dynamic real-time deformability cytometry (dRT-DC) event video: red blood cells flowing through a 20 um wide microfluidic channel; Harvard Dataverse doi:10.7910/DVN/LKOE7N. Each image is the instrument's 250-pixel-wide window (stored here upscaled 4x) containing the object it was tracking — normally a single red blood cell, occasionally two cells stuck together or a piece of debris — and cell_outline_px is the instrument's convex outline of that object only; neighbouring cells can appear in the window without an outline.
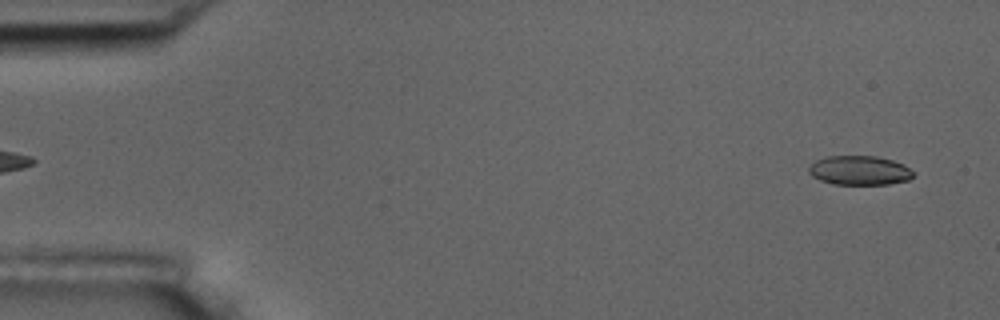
{"species": "common noctule bat (a hibernating species)", "species_latin": "Nyctalus noctula", "temperature_condition": "room temperature", "stored_images_in_passage": 55, "camera_frame_rate_fps": 3000, "um_per_image_px": 0.085, "animal": {"sex": "male", "body_mass_g": 17.5, "forearm_length_mm": 52.3}, "frame": {"image": 1, "passage_image": 3, "time_ms": 0.667, "image_size_px": [1000, 320], "cell_outline_px": [[912, 176], [908, 180], [888, 184], [832, 184], [820, 180], [812, 176], [808, 172], [808, 168], [816, 160], [828, 156], [876, 156], [892, 160], [904, 164], [912, 172]], "centroid_in_image_um": [73.03, 14.48], "position_along_channel_um": 12.0, "area_um2": 17.69}}
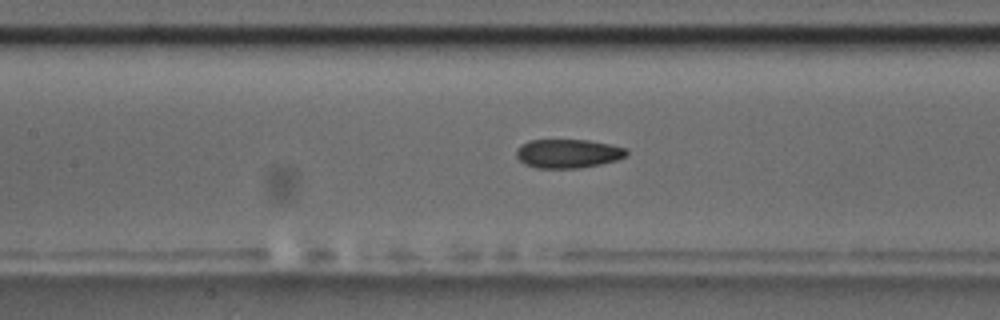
{"frame": {"image": 2, "passage_image": 25, "time_ms": 8.0, "image_size_px": [1000, 320], "cell_outline_px": [[628, 156], [616, 160], [600, 164], [576, 168], [536, 168], [524, 164], [516, 156], [516, 148], [520, 144], [528, 140], [588, 140], [628, 148]], "centroid_in_image_um": [48.26, 13.04], "position_along_channel_um": 159.1, "area_um2": 18.67}}
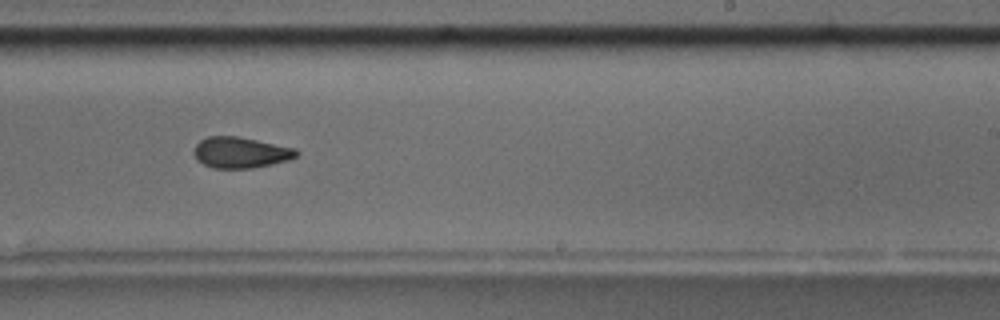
{"frame": {"image": 3, "passage_image": 34, "time_ms": 11.0, "image_size_px": [1000, 320], "cell_outline_px": [[300, 152], [296, 156], [288, 160], [272, 164], [252, 168], [212, 168], [196, 160], [192, 152], [196, 144], [200, 140], [208, 136], [236, 136], [296, 148]], "centroid_in_image_um": [20.42, 12.96], "position_along_channel_um": 268.6, "area_um2": 18.55}, "authors_computed_cell_mechanics": {"area_um2": 18.9006, "velocity_mm_per_s": 3.6675, "shape_relaxation_time_tau1_ms": 5.1071, "shape_relaxation_time_tau2_ms": 2.9568, "deformation_change_tau1": 0.1376, "deformation_change_tau2": 0.1006}}